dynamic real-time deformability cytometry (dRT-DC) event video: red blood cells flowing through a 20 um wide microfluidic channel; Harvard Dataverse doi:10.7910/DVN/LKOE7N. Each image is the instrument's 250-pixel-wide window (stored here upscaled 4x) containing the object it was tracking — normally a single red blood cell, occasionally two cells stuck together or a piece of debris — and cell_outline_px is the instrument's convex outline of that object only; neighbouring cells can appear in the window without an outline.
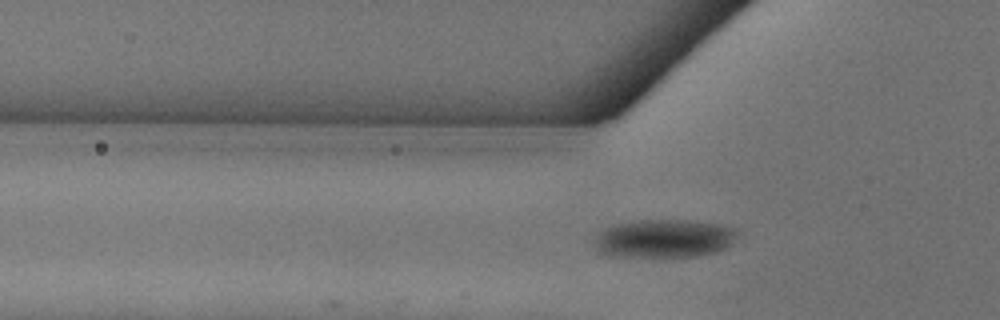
{"species": "common noctule bat (a hibernating species)", "species_latin": "Nyctalus noctula", "temperature_condition": "warm", "stored_images_in_passage": 31, "camera_frame_rate_fps": 3000, "um_per_image_px": 0.085, "animal": {"sex": "female"}, "frame": {"image": 1, "passage_image": 6, "time_ms": 1.667, "image_size_px": [1000, 320], "cell_outline_px": [[740, 236], [728, 248], [716, 252], [700, 256], [616, 256], [600, 252], [596, 248], [596, 240], [600, 232], [604, 228], [616, 224], [640, 220], [688, 220], [728, 224], [736, 228], [740, 232]], "centroid_in_image_um": [56.61, 20.25], "position_along_channel_um": 69.2, "area_um2": 32.25}}
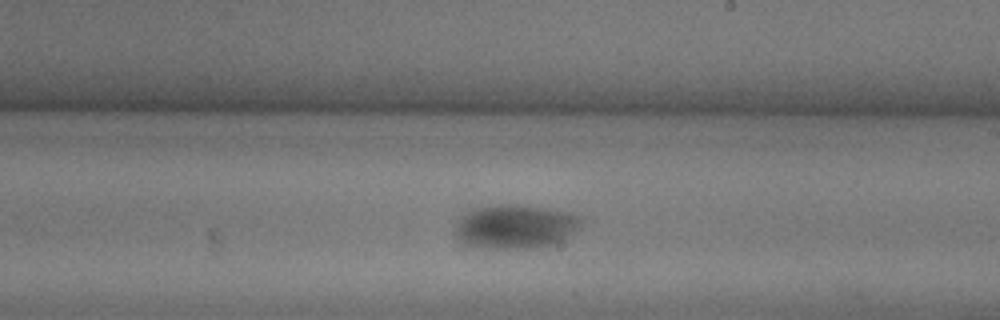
{"frame": {"image": 2, "passage_image": 19, "time_ms": 6.0, "image_size_px": [1000, 320], "cell_outline_px": [[580, 228], [560, 240], [552, 244], [532, 248], [488, 248], [464, 244], [456, 236], [456, 220], [464, 212], [472, 208], [500, 204], [512, 204], [544, 208], [568, 212], [580, 216]], "centroid_in_image_um": [43.74, 19.24], "position_along_channel_um": 245.3, "area_um2": 32.14}}
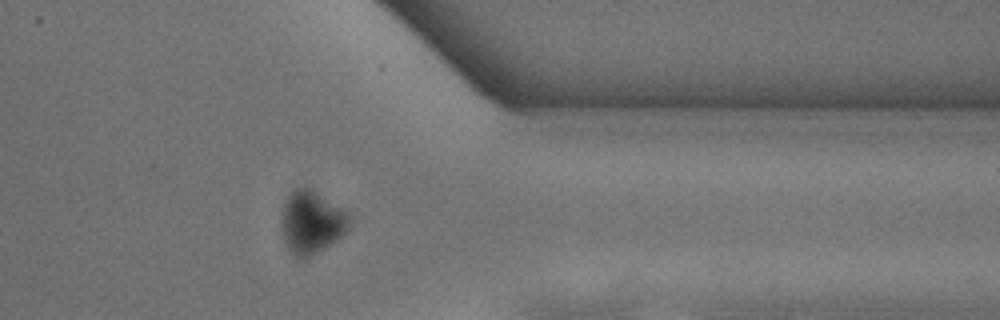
{"frame": {"image": 3, "passage_image": 30, "time_ms": 9.667, "image_size_px": [1000, 320], "cell_outline_px": [[352, 220], [348, 228], [336, 240], [324, 248], [300, 260], [288, 248], [284, 240], [280, 228], [284, 204], [288, 196], [296, 188], [312, 188], [352, 212]], "centroid_in_image_um": [26.53, 18.85], "position_along_channel_um": 384.9, "area_um2": 25.14}}